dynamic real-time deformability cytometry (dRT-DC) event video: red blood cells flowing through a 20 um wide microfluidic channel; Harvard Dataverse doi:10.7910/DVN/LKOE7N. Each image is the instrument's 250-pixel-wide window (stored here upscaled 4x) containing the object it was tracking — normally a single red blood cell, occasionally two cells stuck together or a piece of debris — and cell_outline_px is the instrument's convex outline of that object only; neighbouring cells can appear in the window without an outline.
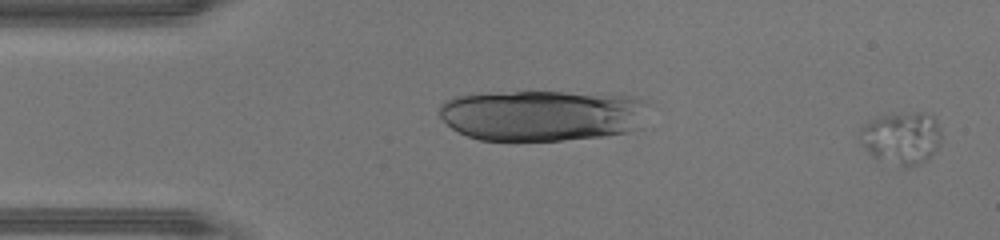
{"species": "human", "species_latin": "Homo sapiens", "temperature_condition": "warm", "stored_images_in_passage": 46, "camera_frame_rate_fps": 3000, "um_per_image_px": 0.085, "donor": {"sex": "male"}, "frame": {"image": 1, "passage_image": 1, "time_ms": 0.0, "image_size_px": [1000, 240], "cell_outline_px": [[940, 144], [924, 160], [916, 164], [904, 168], [876, 160], [864, 148], [860, 132], [860, 128], [868, 120], [884, 112], [924, 112], [932, 116], [936, 120], [940, 132]], "centroid_in_image_um": [76.57, 11.69], "position_along_channel_um": 8.4, "area_um2": 25.32}}
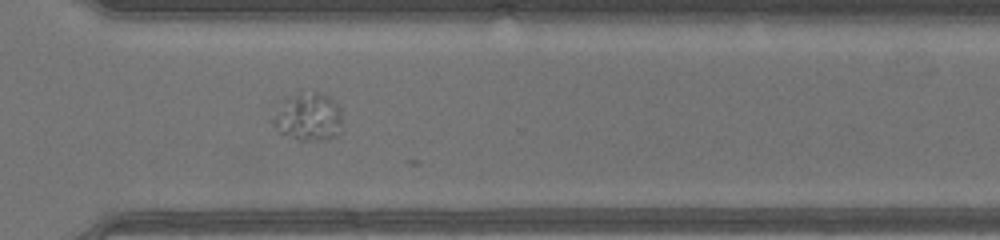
{"frame": {"image": 2, "passage_image": 33, "time_ms": 10.667, "image_size_px": [1000, 240], "cell_outline_px": [[340, 132], [336, 136], [324, 140], [300, 140], [280, 132], [272, 124], [272, 120], [280, 104], [284, 100], [300, 92], [320, 92], [328, 96], [340, 108]], "centroid_in_image_um": [26.21, 9.94], "position_along_channel_um": 344.4, "area_um2": 19.07}}
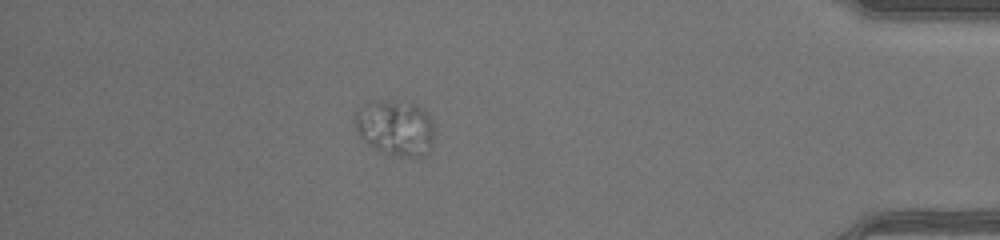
{"frame": {"image": 3, "passage_image": 40, "time_ms": 13.0, "image_size_px": [1000, 240], "cell_outline_px": [[432, 144], [424, 156], [392, 156], [380, 152], [368, 144], [356, 132], [356, 108], [364, 104], [380, 100], [416, 104], [428, 112], [432, 124]], "centroid_in_image_um": [33.58, 10.87], "position_along_channel_um": 401.6, "area_um2": 25.66}}